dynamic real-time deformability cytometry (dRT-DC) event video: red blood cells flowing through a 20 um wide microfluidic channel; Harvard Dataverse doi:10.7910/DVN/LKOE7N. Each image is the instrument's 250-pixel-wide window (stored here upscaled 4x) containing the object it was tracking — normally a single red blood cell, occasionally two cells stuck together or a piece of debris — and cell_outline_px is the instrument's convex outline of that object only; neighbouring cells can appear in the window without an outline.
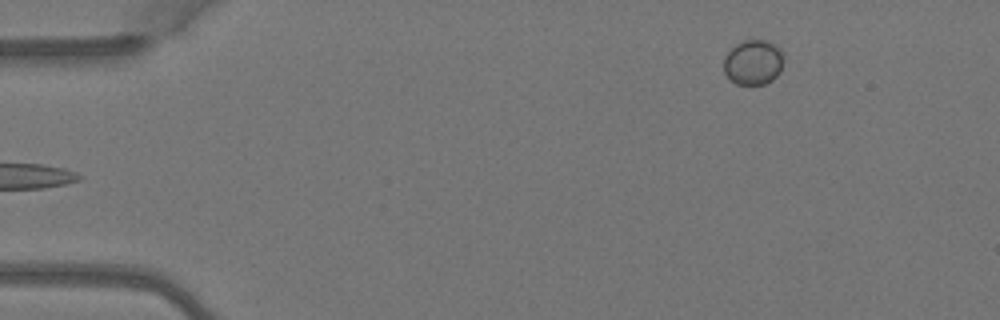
{"species": "Egyptian fruit bat (a non-hibernating species)", "species_latin": "Rousettus aegyptiacus", "temperature_condition": "warm", "stored_images_in_passage": 5, "camera_frame_rate_fps": 3000, "um_per_image_px": 0.085, "animal": {"sex": "female"}, "frame": {"image": 1, "passage_image": 5, "time_ms": 1.333, "image_size_px": [1000, 320], "cell_outline_px": [[784, 60], [780, 72], [772, 80], [764, 84], [736, 84], [724, 72], [724, 56], [736, 44], [744, 40], [768, 40], [780, 48]], "centroid_in_image_um": [64.04, 5.28], "position_along_channel_um": 21.0, "area_um2": 15.72}}